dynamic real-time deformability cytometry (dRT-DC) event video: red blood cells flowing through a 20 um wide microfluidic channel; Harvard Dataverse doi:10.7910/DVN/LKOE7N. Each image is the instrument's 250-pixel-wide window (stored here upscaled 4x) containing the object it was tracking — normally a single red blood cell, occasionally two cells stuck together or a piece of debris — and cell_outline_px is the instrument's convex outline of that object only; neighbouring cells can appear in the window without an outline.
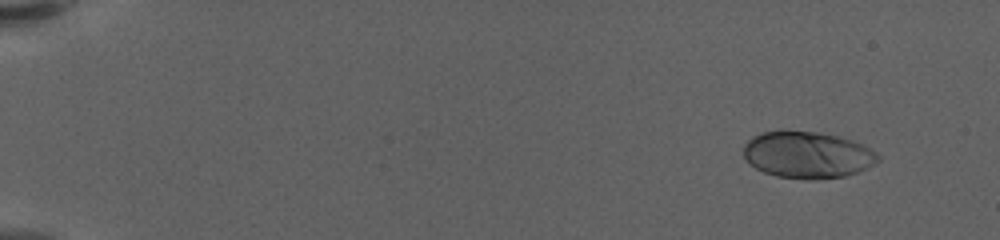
{"species": "human", "species_latin": "Homo sapiens", "temperature_condition": "warm", "stored_images_in_passage": 58, "camera_frame_rate_fps": 3000, "um_per_image_px": 0.085, "donor": {"sex": "female"}, "frame": {"image": 1, "passage_image": 4, "time_ms": 1.0, "image_size_px": [1000, 240], "cell_outline_px": [[880, 160], [856, 172], [844, 176], [776, 176], [764, 172], [756, 168], [744, 156], [744, 144], [752, 136], [760, 132], [780, 128], [816, 132], [840, 136], [864, 144], [876, 152], [880, 156]], "centroid_in_image_um": [68.6, 13.07], "position_along_channel_um": 16.4, "area_um2": 36.07}}
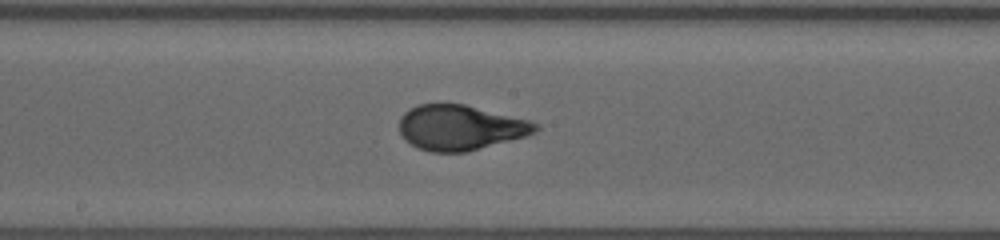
{"frame": {"image": 2, "passage_image": 33, "time_ms": 10.667, "image_size_px": [1000, 240], "cell_outline_px": [[540, 128], [536, 132], [524, 136], [468, 152], [432, 152], [416, 148], [404, 140], [400, 132], [400, 116], [408, 108], [416, 104], [464, 104], [528, 120], [540, 124]], "centroid_in_image_um": [39.09, 10.85], "position_along_channel_um": 209.1, "area_um2": 35.89}}
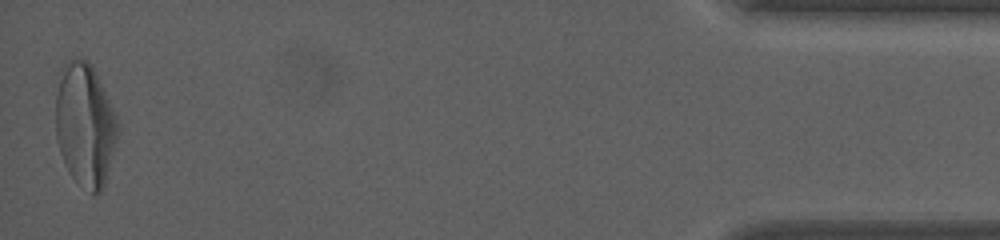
{"frame": {"image": 3, "passage_image": 58, "time_ms": 19.0, "image_size_px": [1000, 240], "cell_outline_px": [[120, 128], [104, 184], [100, 192], [92, 196], [68, 172], [60, 152], [56, 136], [56, 96], [64, 64], [68, 60], [88, 60], [120, 124]], "centroid_in_image_um": [7.23, 10.68], "position_along_channel_um": 428.0, "area_um2": 43.75}, "authors_computed_cell_mechanics": {"area_um2": 36.2117, "velocity_mm_per_s": 3.5537, "shape_relaxation_time_tau1_ms": 4.2671, "shape_relaxation_time_tau2_ms": null, "deformation_change_tau1": 0.2151, "deformation_change_tau2": null}}